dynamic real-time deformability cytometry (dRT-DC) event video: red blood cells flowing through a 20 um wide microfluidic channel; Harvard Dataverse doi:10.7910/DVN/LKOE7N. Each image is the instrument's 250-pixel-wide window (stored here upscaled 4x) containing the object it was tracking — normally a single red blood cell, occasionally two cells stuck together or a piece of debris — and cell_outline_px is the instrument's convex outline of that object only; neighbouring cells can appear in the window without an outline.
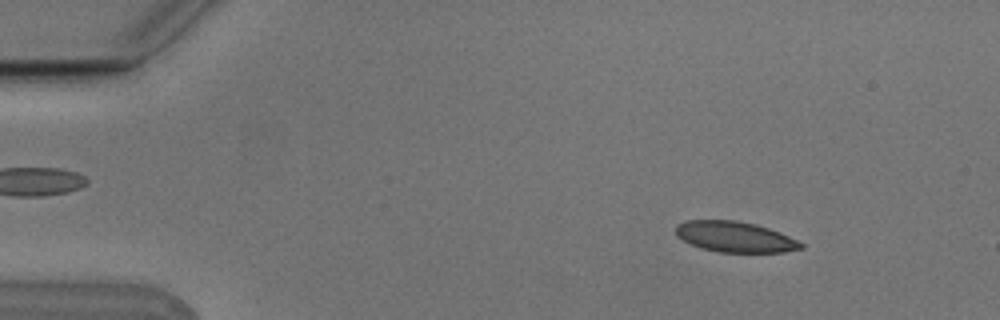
{"species": "Egyptian fruit bat (a non-hibernating species)", "species_latin": "Rousettus aegyptiacus", "temperature_condition": "cold", "stored_images_in_passage": 4, "camera_frame_rate_fps": 3000, "um_per_image_px": 0.085, "animal": {"sex": "male"}, "frame": {"image": 1, "passage_image": 1, "time_ms": 0.0, "image_size_px": [1000, 320], "cell_outline_px": [[804, 248], [784, 252], [720, 252], [700, 248], [676, 236], [676, 224], [684, 220], [736, 220], [756, 224], [780, 232], [804, 244]], "centroid_in_image_um": [62.46, 20.12], "position_along_channel_um": 22.5, "area_um2": 22.37}}
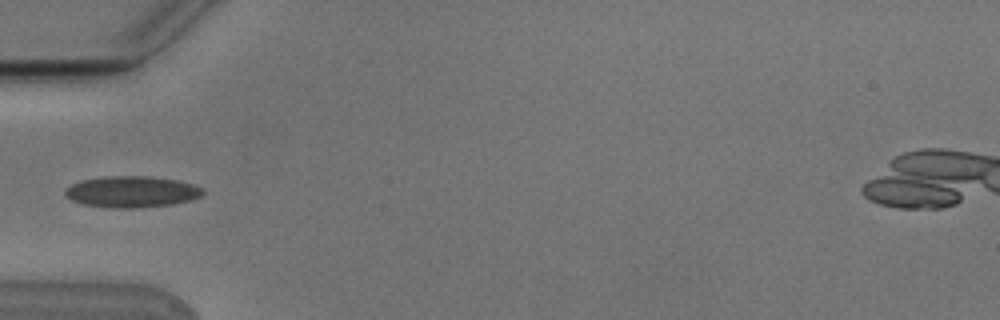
{"frame": {"image": 2, "passage_image": 4, "time_ms": 1.0, "image_size_px": [1000, 320], "cell_outline_px": [[204, 192], [200, 196], [192, 200], [172, 204], [140, 208], [112, 208], [84, 204], [72, 200], [64, 196], [64, 188], [80, 180], [108, 176], [148, 176], [176, 180], [192, 184], [204, 188]], "centroid_in_image_um": [11.18, 16.3], "position_along_channel_um": 73.8, "area_um2": 25.26}}